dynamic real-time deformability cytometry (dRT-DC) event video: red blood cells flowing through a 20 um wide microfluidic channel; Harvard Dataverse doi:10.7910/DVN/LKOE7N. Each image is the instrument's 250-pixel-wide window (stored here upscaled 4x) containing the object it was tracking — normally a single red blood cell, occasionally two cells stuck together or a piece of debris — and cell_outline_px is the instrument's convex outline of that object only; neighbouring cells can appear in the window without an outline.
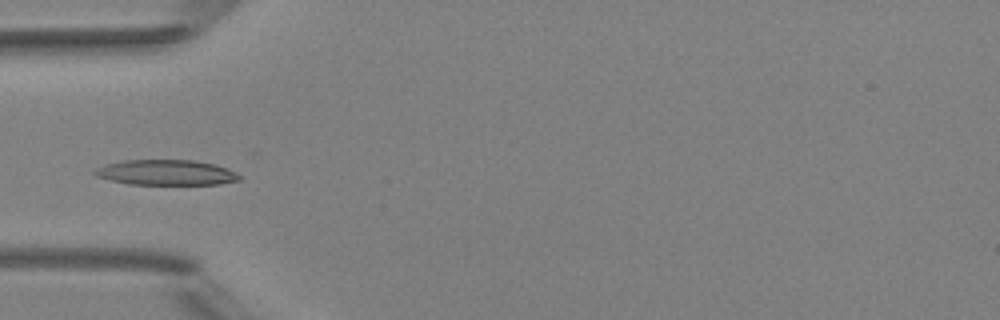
{"species": "Egyptian fruit bat (a non-hibernating species)", "species_latin": "Rousettus aegyptiacus", "temperature_condition": "room temperature", "stored_images_in_passage": 4, "camera_frame_rate_fps": 3000, "um_per_image_px": 0.085, "animal": {"sex": "female"}, "frame": {"image": 1, "passage_image": 4, "time_ms": 3.333, "image_size_px": [1000, 320], "cell_outline_px": [[240, 180], [220, 184], [128, 184], [96, 176], [92, 172], [96, 168], [108, 164], [124, 160], [196, 160], [216, 164], [228, 168], [236, 172], [240, 176]], "centroid_in_image_um": [14.16, 14.66], "position_along_channel_um": 70.8, "area_um2": 21.33}}